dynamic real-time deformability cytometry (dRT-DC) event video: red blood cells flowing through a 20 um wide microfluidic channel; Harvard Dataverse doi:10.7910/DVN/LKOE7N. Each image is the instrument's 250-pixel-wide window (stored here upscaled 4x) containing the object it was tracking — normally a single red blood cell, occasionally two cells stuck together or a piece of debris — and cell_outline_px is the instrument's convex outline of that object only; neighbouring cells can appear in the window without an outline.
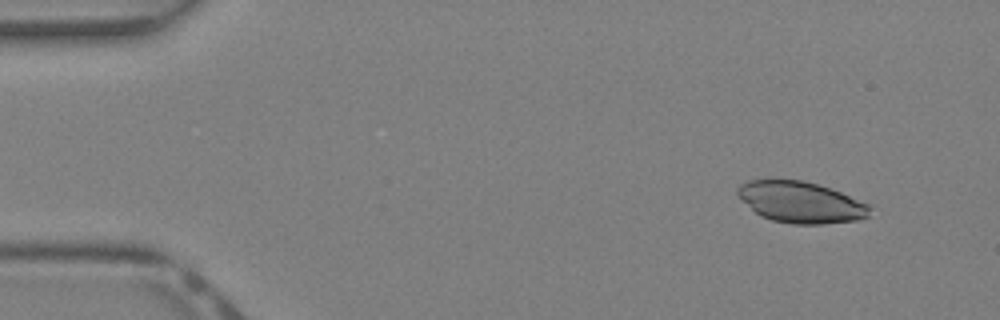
{"species": "Egyptian fruit bat (a non-hibernating species)", "species_latin": "Rousettus aegyptiacus", "temperature_condition": "warm", "stored_images_in_passage": 37, "camera_frame_rate_fps": 3000, "um_per_image_px": 0.085, "animal": {"sex": "female"}, "frame": {"image": 1, "passage_image": 1, "time_ms": 0.0, "image_size_px": [1000, 320], "cell_outline_px": [[872, 208], [868, 216], [856, 220], [824, 224], [792, 224], [772, 220], [760, 216], [740, 200], [736, 196], [736, 188], [740, 184], [748, 180], [768, 176], [804, 180], [840, 192], [872, 204]], "centroid_in_image_um": [67.99, 17.14], "position_along_channel_um": 17.0, "area_um2": 32.83}}